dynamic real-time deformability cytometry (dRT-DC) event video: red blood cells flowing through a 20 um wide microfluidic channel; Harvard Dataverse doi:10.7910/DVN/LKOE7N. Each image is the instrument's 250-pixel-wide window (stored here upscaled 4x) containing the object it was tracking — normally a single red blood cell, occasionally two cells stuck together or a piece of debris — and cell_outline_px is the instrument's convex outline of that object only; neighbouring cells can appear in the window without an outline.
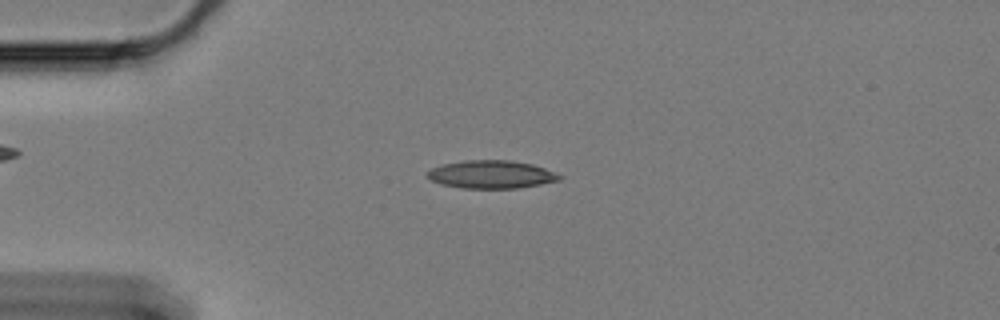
{"species": "Egyptian fruit bat (a non-hibernating species)", "species_latin": "Rousettus aegyptiacus", "temperature_condition": "cold", "stored_images_in_passage": 57, "camera_frame_rate_fps": 3000, "um_per_image_px": 0.085, "animal": {"sex": "female"}, "frame": {"image": 1, "passage_image": 12, "time_ms": 3.667, "image_size_px": [1000, 320], "cell_outline_px": [[564, 176], [560, 180], [520, 188], [460, 188], [440, 184], [432, 180], [428, 176], [428, 172], [432, 168], [444, 164], [464, 160], [512, 160], [532, 164], [556, 172]], "centroid_in_image_um": [41.8, 14.83], "position_along_channel_um": 43.2, "area_um2": 21.56}}
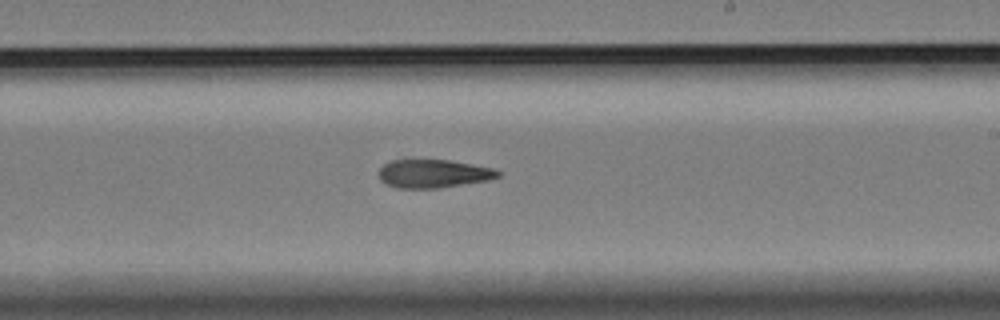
{"frame": {"image": 2, "passage_image": 33, "time_ms": 10.667, "image_size_px": [1000, 320], "cell_outline_px": [[500, 176], [488, 180], [440, 188], [396, 188], [384, 184], [380, 180], [380, 168], [384, 164], [392, 160], [448, 160], [472, 164], [492, 168], [500, 172]], "centroid_in_image_um": [36.82, 14.77], "position_along_channel_um": 252.2, "area_um2": 19.59}}
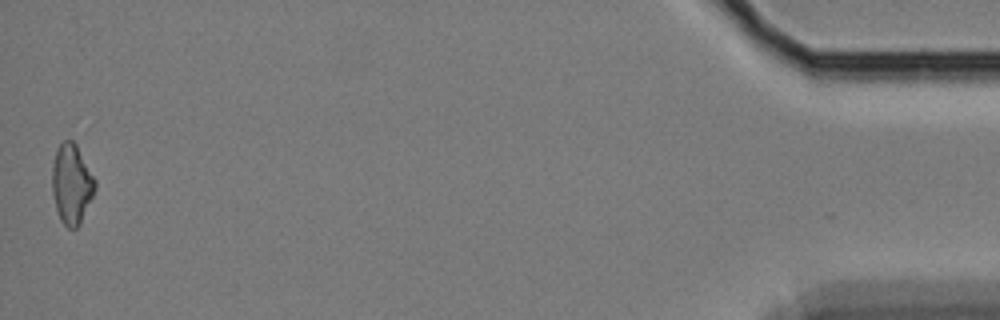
{"frame": {"image": 3, "passage_image": 57, "time_ms": 18.667, "image_size_px": [1000, 320], "cell_outline_px": [[96, 188], [80, 224], [76, 228], [68, 228], [60, 220], [56, 208], [52, 192], [52, 164], [56, 148], [64, 140], [72, 140], [76, 144], [96, 180]], "centroid_in_image_um": [6.08, 15.63], "position_along_channel_um": 429.1, "area_um2": 20.0}, "authors_computed_cell_mechanics": {"area_um2": 20.3456, "velocity_mm_per_s": 3.3086, "shape_relaxation_time_tau1_ms": null, "shape_relaxation_time_tau2_ms": 7.6642, "deformation_change_tau1": null, "deformation_change_tau2": 0.1652}}